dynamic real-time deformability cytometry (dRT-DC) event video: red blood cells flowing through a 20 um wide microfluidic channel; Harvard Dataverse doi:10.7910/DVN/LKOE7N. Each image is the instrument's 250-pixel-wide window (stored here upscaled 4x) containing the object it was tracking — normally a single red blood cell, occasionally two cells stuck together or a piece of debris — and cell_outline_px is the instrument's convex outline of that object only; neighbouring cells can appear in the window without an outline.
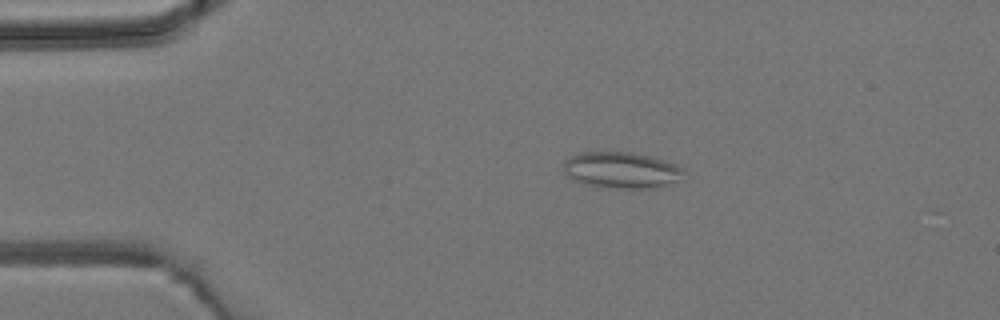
{"species": "common noctule bat (a hibernating species)", "species_latin": "Nyctalus noctula", "temperature_condition": "room temperature", "stored_images_in_passage": 4, "camera_frame_rate_fps": 3000, "um_per_image_px": 0.085, "animal": {"sex": "male", "body_mass_g": 19.2, "forearm_length_mm": 51.8}, "frame": {"image": 1, "passage_image": 3, "time_ms": 2.0, "image_size_px": [1000, 320], "cell_outline_px": [[684, 172], [680, 180], [656, 188], [608, 188], [588, 184], [576, 180], [568, 176], [564, 168], [564, 160], [568, 156], [580, 152], [632, 152], [652, 156], [664, 160], [684, 168]], "centroid_in_image_um": [52.84, 14.45], "position_along_channel_um": 32.2, "area_um2": 25.43}}